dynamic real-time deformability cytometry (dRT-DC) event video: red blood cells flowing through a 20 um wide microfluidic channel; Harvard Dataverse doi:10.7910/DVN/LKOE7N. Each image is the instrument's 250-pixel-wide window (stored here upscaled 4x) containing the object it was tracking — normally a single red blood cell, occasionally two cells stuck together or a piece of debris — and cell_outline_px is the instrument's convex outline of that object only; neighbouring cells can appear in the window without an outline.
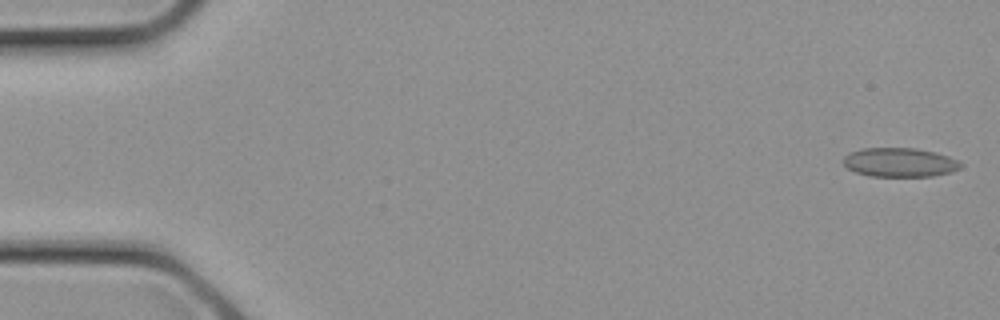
{"species": "common noctule bat (a hibernating species)", "species_latin": "Nyctalus noctula", "temperature_condition": "cold", "stored_images_in_passage": 10, "camera_frame_rate_fps": 3000, "um_per_image_px": 0.085, "animal": {"sex": "female", "body_mass_g": 21.9}, "frame": {"image": 1, "passage_image": 1, "time_ms": 0.0, "image_size_px": [1000, 320], "cell_outline_px": [[964, 164], [960, 168], [952, 172], [932, 176], [868, 176], [856, 172], [848, 168], [844, 164], [844, 156], [852, 152], [864, 148], [916, 148], [936, 152], [948, 156]], "centroid_in_image_um": [76.51, 13.8], "position_along_channel_um": 8.5, "area_um2": 19.83}}
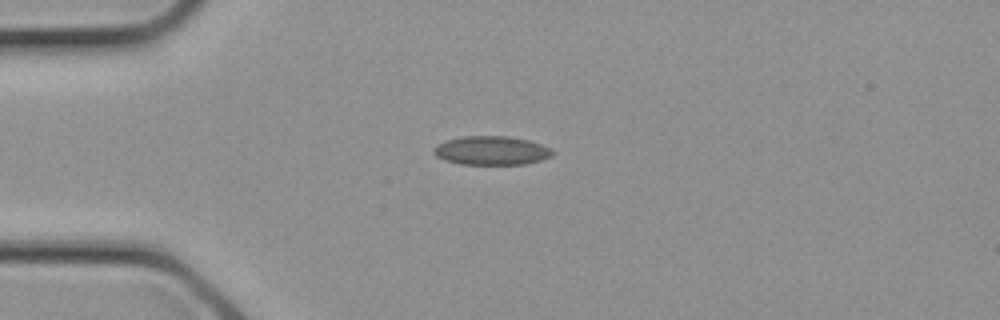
{"frame": {"image": 2, "passage_image": 7, "time_ms": 2.0, "image_size_px": [1000, 320], "cell_outline_px": [[552, 156], [540, 160], [524, 164], [460, 164], [444, 160], [436, 156], [432, 152], [432, 148], [448, 140], [464, 136], [508, 136], [528, 140], [552, 148]], "centroid_in_image_um": [41.76, 12.8], "position_along_channel_um": 43.2, "area_um2": 19.83}}
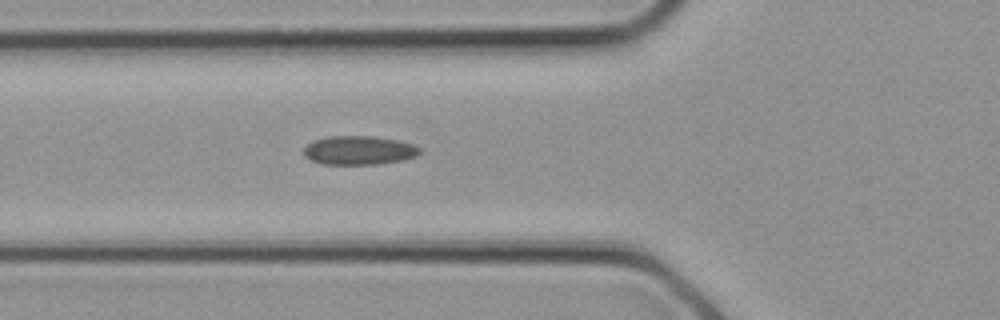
{"frame": {"image": 3, "passage_image": 10, "time_ms": 3.0, "image_size_px": [1000, 320], "cell_outline_px": [[420, 152], [416, 156], [404, 160], [380, 164], [324, 164], [312, 160], [304, 156], [304, 148], [312, 140], [328, 136], [372, 136], [396, 140], [412, 144], [420, 148]], "centroid_in_image_um": [30.5, 12.78], "position_along_channel_um": 95.3, "area_um2": 19.48}}